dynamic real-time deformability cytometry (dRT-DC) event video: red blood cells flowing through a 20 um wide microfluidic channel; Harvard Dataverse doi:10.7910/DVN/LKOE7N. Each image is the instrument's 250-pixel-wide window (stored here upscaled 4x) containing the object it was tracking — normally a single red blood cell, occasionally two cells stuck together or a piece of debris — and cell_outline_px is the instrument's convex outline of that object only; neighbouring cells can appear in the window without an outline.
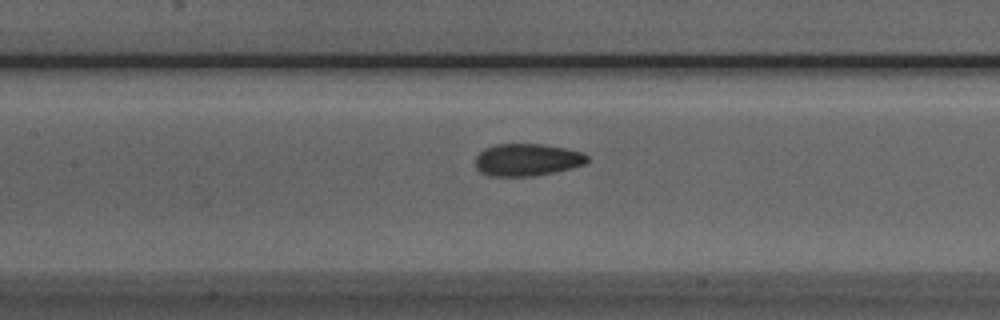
{"species": "Egyptian fruit bat (a non-hibernating species)", "species_latin": "Rousettus aegyptiacus", "temperature_condition": "room temperature", "stored_images_in_passage": 45, "camera_frame_rate_fps": 3000, "um_per_image_px": 0.085, "animal": {"sex": "male"}, "frame": {"image": 1, "passage_image": 16, "time_ms": 5.0, "image_size_px": [1000, 320], "cell_outline_px": [[588, 160], [584, 164], [572, 168], [536, 176], [488, 176], [480, 172], [476, 168], [476, 156], [484, 148], [496, 144], [540, 144], [564, 148], [584, 152], [588, 156]], "centroid_in_image_um": [44.8, 13.59], "position_along_channel_um": 162.6, "area_um2": 21.15}}
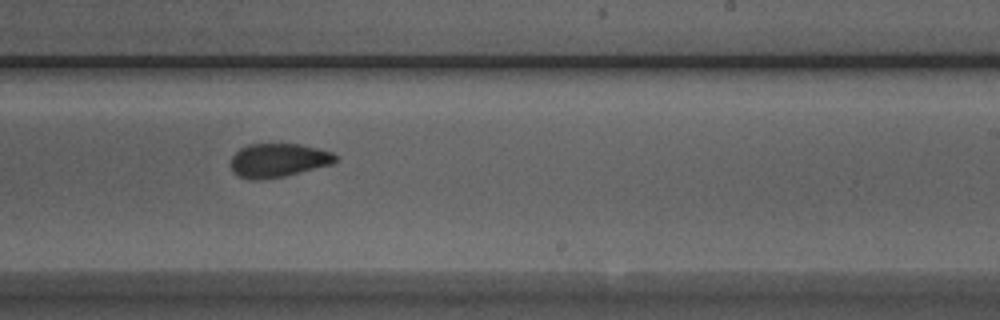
{"frame": {"image": 2, "passage_image": 24, "time_ms": 7.667, "image_size_px": [1000, 320], "cell_outline_px": [[340, 160], [332, 164], [284, 176], [260, 180], [248, 180], [232, 172], [232, 156], [240, 148], [248, 144], [300, 144], [332, 152]], "centroid_in_image_um": [23.66, 13.63], "position_along_channel_um": 265.3, "area_um2": 20.58}}
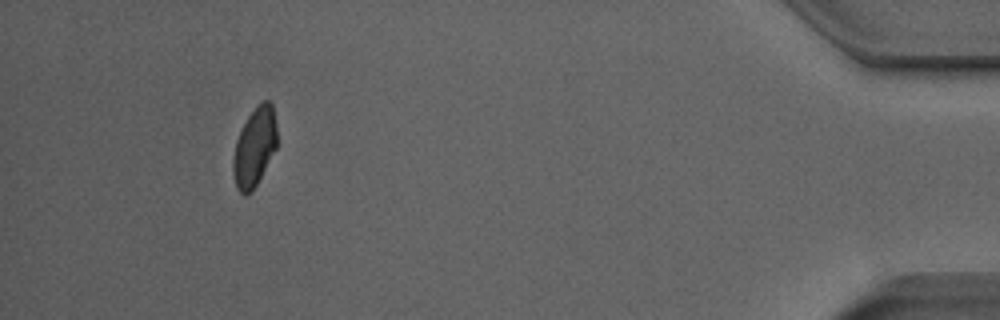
{"frame": {"image": 3, "passage_image": 41, "time_ms": 13.333, "image_size_px": [1000, 320], "cell_outline_px": [[276, 148], [252, 192], [244, 196], [236, 188], [232, 172], [232, 160], [236, 140], [248, 116], [256, 104], [264, 100], [268, 100], [272, 104], [276, 124]], "centroid_in_image_um": [21.61, 12.51], "position_along_channel_um": 413.6, "area_um2": 20.17}, "authors_computed_cell_mechanics": {"area_um2": 21.097, "velocity_mm_per_s": 3.8664, "shape_relaxation_time_tau1_ms": null, "shape_relaxation_time_tau2_ms": 1.8615, "deformation_change_tau1": null, "deformation_change_tau2": 0.0717}}